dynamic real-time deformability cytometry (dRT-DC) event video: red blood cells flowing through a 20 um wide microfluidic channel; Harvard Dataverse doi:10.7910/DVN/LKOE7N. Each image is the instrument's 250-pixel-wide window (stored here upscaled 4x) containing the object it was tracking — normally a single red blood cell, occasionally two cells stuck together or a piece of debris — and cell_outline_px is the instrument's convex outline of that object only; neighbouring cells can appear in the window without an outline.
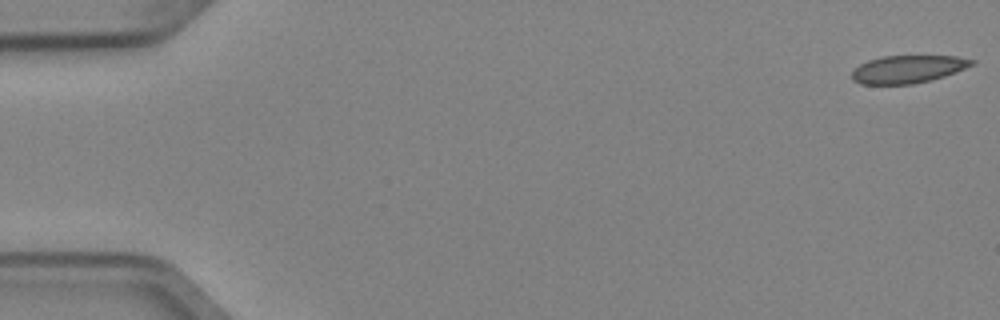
{"species": "Egyptian fruit bat (a non-hibernating species)", "species_latin": "Rousettus aegyptiacus", "temperature_condition": "cold", "stored_images_in_passage": 14, "camera_frame_rate_fps": 3000, "um_per_image_px": 0.085, "animal": {"sex": "female"}, "frame": {"image": 1, "passage_image": 1, "time_ms": 0.0, "image_size_px": [1000, 320], "cell_outline_px": [[976, 60], [972, 64], [956, 72], [932, 80], [912, 84], [860, 84], [852, 80], [852, 72], [860, 64], [868, 60], [880, 56], [956, 56]], "centroid_in_image_um": [77.15, 5.88], "position_along_channel_um": 7.9, "area_um2": 19.31}}
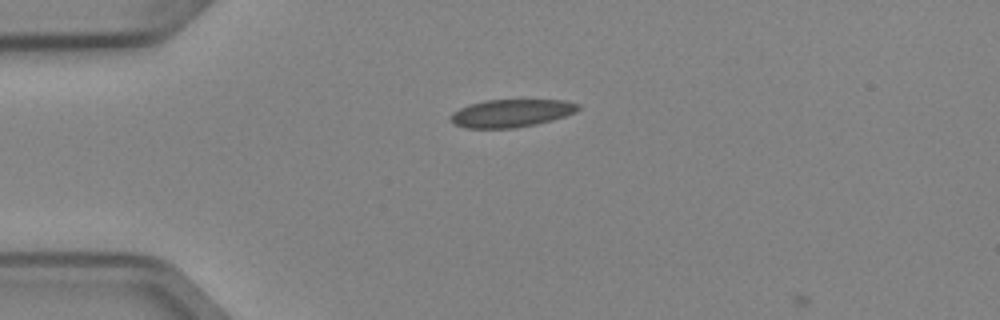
{"frame": {"image": 2, "passage_image": 13, "time_ms": 4.0, "image_size_px": [1000, 320], "cell_outline_px": [[580, 108], [576, 112], [552, 120], [536, 124], [516, 128], [464, 128], [448, 120], [452, 112], [468, 104], [484, 100], [564, 100], [580, 104]], "centroid_in_image_um": [43.44, 9.62], "position_along_channel_um": 41.6, "area_um2": 20.81}}